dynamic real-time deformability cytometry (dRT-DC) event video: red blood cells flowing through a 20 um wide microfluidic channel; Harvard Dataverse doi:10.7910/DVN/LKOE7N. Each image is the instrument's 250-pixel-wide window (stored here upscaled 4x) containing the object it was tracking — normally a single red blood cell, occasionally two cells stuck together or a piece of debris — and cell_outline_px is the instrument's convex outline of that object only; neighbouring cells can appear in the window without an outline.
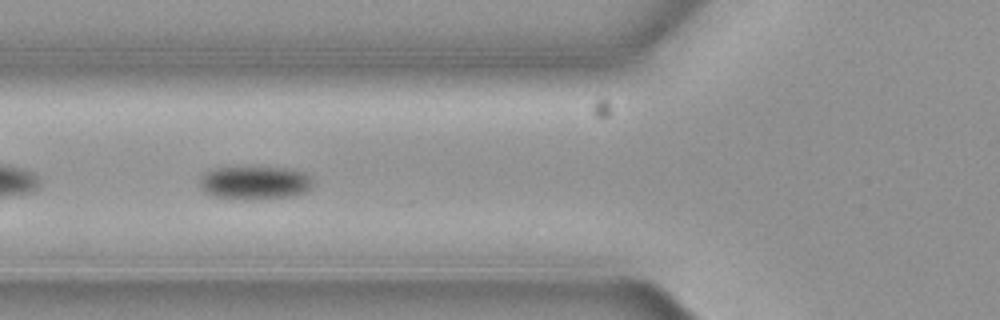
{"species": "common noctule bat (a hibernating species)", "species_latin": "Nyctalus noctula", "temperature_condition": "cold", "stored_images_in_passage": 6, "camera_frame_rate_fps": 3000, "um_per_image_px": 0.085, "animal": {"sex": "female", "body_mass_g": 19.3, "forearm_length_mm": 54.1}, "frame": {"image": 1, "passage_image": 5, "time_ms": 1.333, "image_size_px": [1000, 320], "cell_outline_px": [[316, 184], [312, 188], [296, 196], [256, 200], [244, 200], [212, 196], [204, 192], [200, 188], [200, 176], [204, 172], [216, 168], [292, 168], [304, 172], [312, 176], [316, 180]], "centroid_in_image_um": [21.73, 15.56], "position_along_channel_um": 104.1, "area_um2": 22.66}}
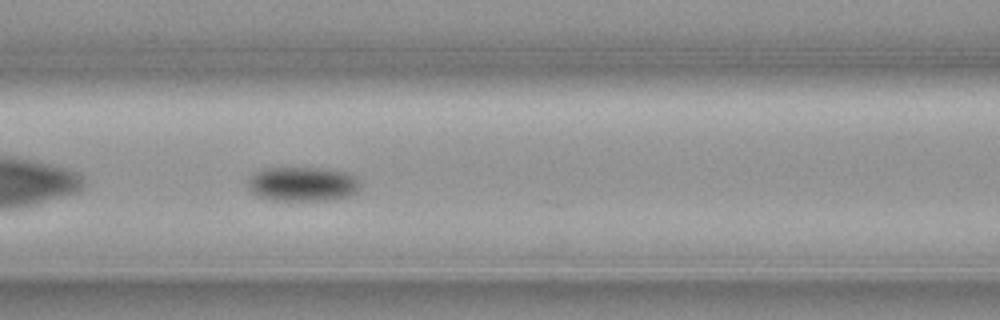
{"frame": {"image": 2, "passage_image": 6, "time_ms": 1.667, "image_size_px": [1000, 320], "cell_outline_px": [[360, 188], [356, 192], [348, 196], [332, 200], [268, 200], [256, 196], [248, 188], [248, 184], [252, 176], [256, 172], [268, 168], [320, 168], [348, 172], [356, 176], [360, 180]], "centroid_in_image_um": [25.76, 15.65], "position_along_channel_um": 140.8, "area_um2": 22.66}}